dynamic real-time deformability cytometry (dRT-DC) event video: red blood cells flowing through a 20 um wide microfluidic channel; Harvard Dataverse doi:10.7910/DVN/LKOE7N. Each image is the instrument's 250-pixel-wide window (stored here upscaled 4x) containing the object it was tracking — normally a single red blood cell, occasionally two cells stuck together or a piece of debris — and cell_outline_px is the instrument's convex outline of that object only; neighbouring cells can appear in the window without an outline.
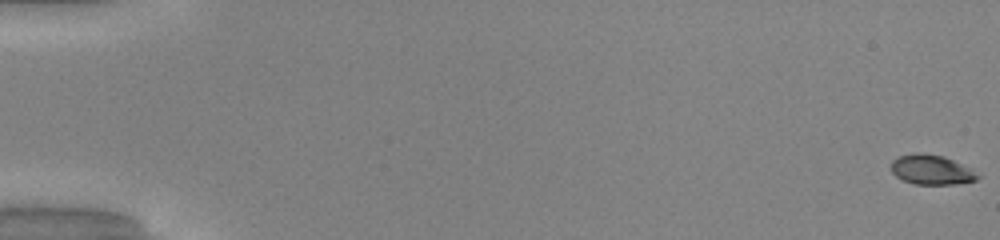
{"species": "common noctule bat (a hibernating species)", "species_latin": "Nyctalus noctula", "temperature_condition": "warm", "stored_images_in_passage": 52, "camera_frame_rate_fps": 3000, "um_per_image_px": 0.085, "animal": {"sex": "male", "body_mass_g": 20.0, "forearm_length_mm": 53.3}, "frame": {"image": 1, "passage_image": 1, "time_ms": 0.0, "image_size_px": [1000, 240], "cell_outline_px": [[980, 176], [976, 180], [956, 184], [916, 184], [904, 180], [896, 176], [892, 172], [892, 160], [900, 156], [912, 152], [924, 152], [944, 156], [972, 168]], "centroid_in_image_um": [79.19, 14.41], "position_along_channel_um": 5.8, "area_um2": 15.09}}
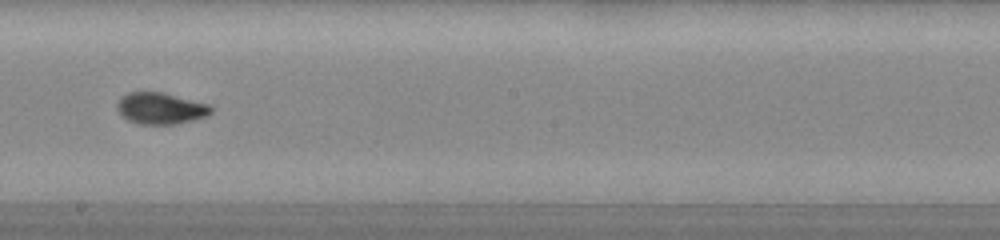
{"frame": {"image": 2, "passage_image": 31, "time_ms": 10.0, "image_size_px": [1000, 240], "cell_outline_px": [[212, 112], [208, 116], [176, 124], [136, 124], [120, 116], [116, 108], [116, 104], [128, 92], [160, 92], [212, 104]], "centroid_in_image_um": [13.66, 9.22], "position_along_channel_um": 234.5, "area_um2": 17.4}}
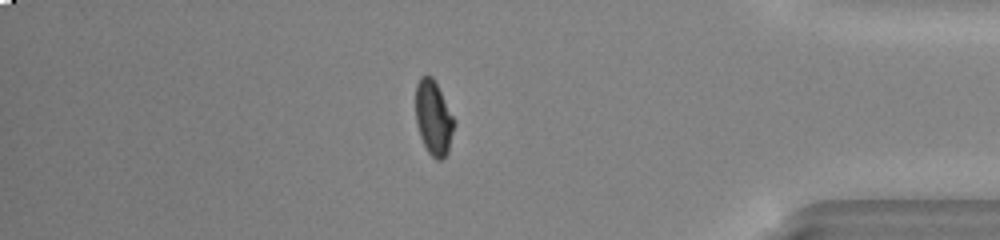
{"frame": {"image": 3, "passage_image": 45, "time_ms": 14.667, "image_size_px": [1000, 240], "cell_outline_px": [[456, 120], [448, 152], [440, 160], [436, 160], [428, 152], [420, 136], [416, 124], [416, 84], [420, 76], [432, 76]], "centroid_in_image_um": [36.85, 10.02], "position_along_channel_um": 398.3, "area_um2": 16.7}, "authors_computed_cell_mechanics": {"area_um2": 16.7042, "velocity_mm_per_s": 4.1272, "shape_relaxation_time_tau1_ms": 3.9253, "shape_relaxation_time_tau2_ms": 0.6282, "deformation_change_tau1": 0.206, "deformation_change_tau2": 0.0481}}